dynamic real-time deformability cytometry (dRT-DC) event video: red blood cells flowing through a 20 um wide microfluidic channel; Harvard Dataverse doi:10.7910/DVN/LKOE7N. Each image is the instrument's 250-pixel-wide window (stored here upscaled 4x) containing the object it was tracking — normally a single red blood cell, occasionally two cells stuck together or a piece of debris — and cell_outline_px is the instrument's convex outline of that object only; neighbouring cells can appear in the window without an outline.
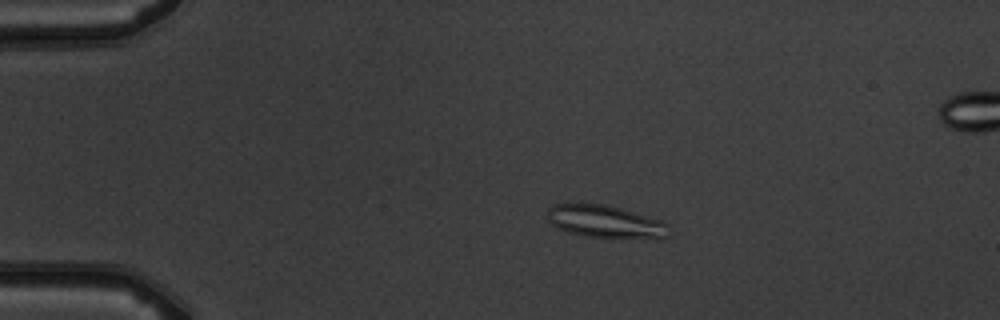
{"species": "common noctule bat (a hibernating species)", "species_latin": "Nyctalus noctula", "temperature_condition": "warm", "stored_images_in_passage": 6, "camera_frame_rate_fps": 3000, "um_per_image_px": 0.085, "animal": {"sex": "male", "body_mass_g": 19.5, "forearm_length_mm": 54.6}, "frame": {"image": 1, "passage_image": 4, "time_ms": 3.667, "image_size_px": [1000, 320], "cell_outline_px": [[668, 236], [660, 240], [584, 236], [568, 232], [556, 228], [548, 220], [548, 208], [552, 204], [608, 204], [664, 220], [668, 224]], "centroid_in_image_um": [51.53, 18.85], "position_along_channel_um": 33.5, "area_um2": 23.7}}